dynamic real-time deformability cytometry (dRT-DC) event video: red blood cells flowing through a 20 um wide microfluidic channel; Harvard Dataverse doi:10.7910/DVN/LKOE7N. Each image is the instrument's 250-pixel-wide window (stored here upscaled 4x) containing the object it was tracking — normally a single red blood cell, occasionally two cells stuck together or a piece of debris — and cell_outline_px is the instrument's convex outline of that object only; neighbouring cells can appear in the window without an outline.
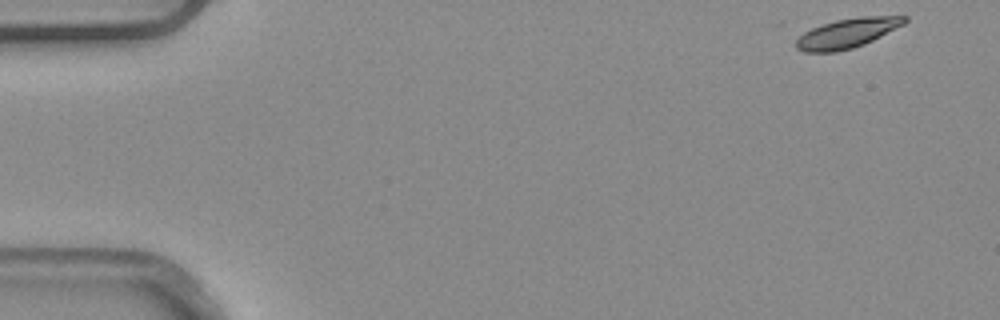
{"species": "common noctule bat (a hibernating species)", "species_latin": "Nyctalus noctula", "temperature_condition": "warm", "stored_images_in_passage": 4, "camera_frame_rate_fps": 3000, "um_per_image_px": 0.085, "animal": {"sex": "male", "body_mass_g": 20.4}, "frame": {"image": 1, "passage_image": 1, "time_ms": 0.0, "image_size_px": [1000, 320], "cell_outline_px": [[908, 20], [904, 24], [864, 44], [852, 48], [836, 52], [804, 52], [796, 48], [796, 40], [804, 32], [812, 28], [836, 20], [860, 16], [908, 16]], "centroid_in_image_um": [72.02, 2.82], "position_along_channel_um": 13.0, "area_um2": 18.5}}
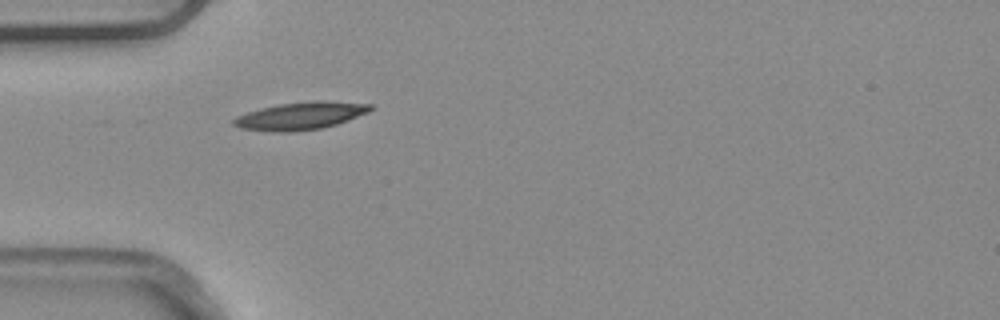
{"frame": {"image": 2, "passage_image": 4, "time_ms": 1.0, "image_size_px": [1000, 320], "cell_outline_px": [[372, 108], [368, 112], [336, 124], [320, 128], [288, 132], [272, 132], [240, 128], [232, 124], [232, 120], [236, 116], [260, 108], [280, 104], [316, 100], [324, 100], [372, 104]], "centroid_in_image_um": [25.51, 9.84], "position_along_channel_um": 59.5, "area_um2": 21.85}}